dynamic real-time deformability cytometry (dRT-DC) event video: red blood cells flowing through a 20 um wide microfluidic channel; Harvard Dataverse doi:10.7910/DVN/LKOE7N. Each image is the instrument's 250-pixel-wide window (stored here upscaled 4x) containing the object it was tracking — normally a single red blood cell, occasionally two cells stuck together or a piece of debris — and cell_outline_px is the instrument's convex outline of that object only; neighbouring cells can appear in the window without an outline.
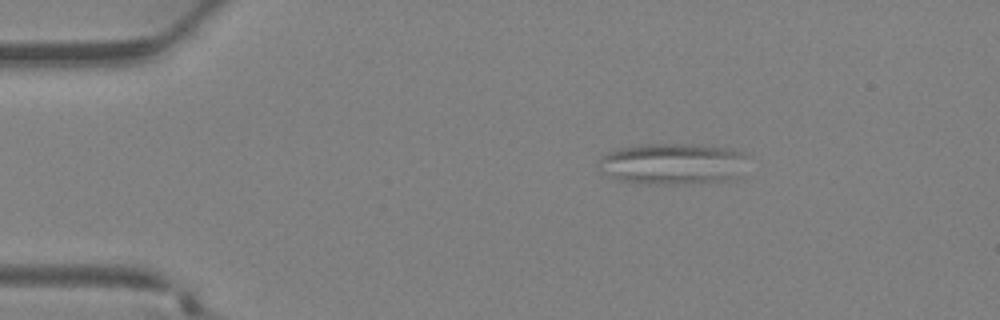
{"species": "Egyptian fruit bat (a non-hibernating species)", "species_latin": "Rousettus aegyptiacus", "temperature_condition": "warm", "stored_images_in_passage": 32, "camera_frame_rate_fps": 3000, "um_per_image_px": 0.085, "animal": {"sex": "female"}, "frame": {"image": 1, "passage_image": 1, "time_ms": 0.0, "image_size_px": [1000, 320], "cell_outline_px": [[744, 176], [736, 180], [684, 184], [648, 184], [620, 180], [600, 172], [596, 168], [596, 164], [600, 156], [608, 152], [620, 148], [644, 144], [692, 144], [724, 148], [744, 152]], "centroid_in_image_um": [57.17, 13.94], "position_along_channel_um": 27.8, "area_um2": 36.47}}
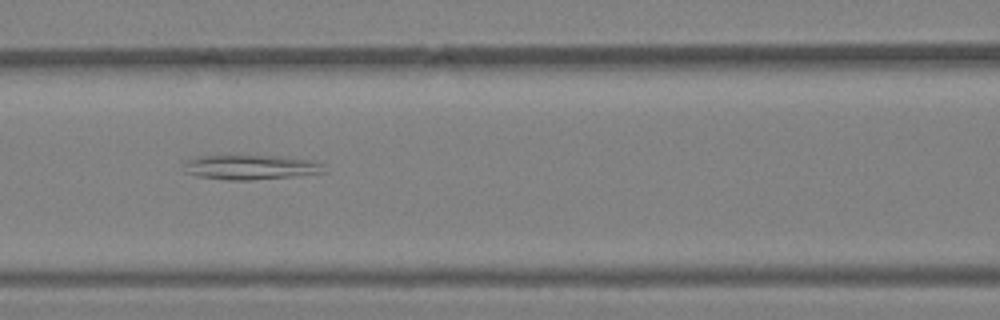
{"frame": {"image": 2, "passage_image": 11, "time_ms": 3.333, "image_size_px": [1000, 320], "cell_outline_px": [[324, 172], [292, 176], [248, 180], [228, 180], [196, 176], [184, 172], [184, 164], [188, 160], [200, 156], [236, 152], [280, 156], [316, 160], [320, 164]], "centroid_in_image_um": [21.22, 14.15], "position_along_channel_um": 145.4, "area_um2": 21.04}}
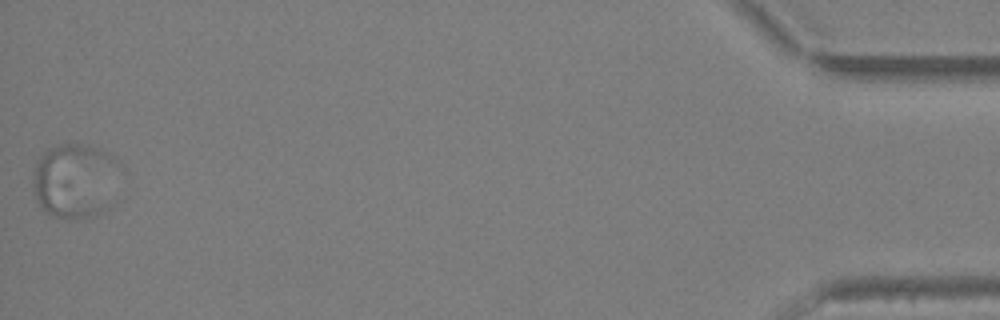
{"frame": {"image": 3, "passage_image": 32, "time_ms": 10.333, "image_size_px": [1000, 320], "cell_outline_px": [[120, 164], [100, 212], [88, 216], [72, 220], [52, 216], [40, 208], [32, 192], [32, 172], [36, 160], [48, 148], [64, 144], [80, 144], [96, 148], [112, 156]], "centroid_in_image_um": [6.2, 15.33], "position_along_channel_um": 429.0, "area_um2": 36.99}}